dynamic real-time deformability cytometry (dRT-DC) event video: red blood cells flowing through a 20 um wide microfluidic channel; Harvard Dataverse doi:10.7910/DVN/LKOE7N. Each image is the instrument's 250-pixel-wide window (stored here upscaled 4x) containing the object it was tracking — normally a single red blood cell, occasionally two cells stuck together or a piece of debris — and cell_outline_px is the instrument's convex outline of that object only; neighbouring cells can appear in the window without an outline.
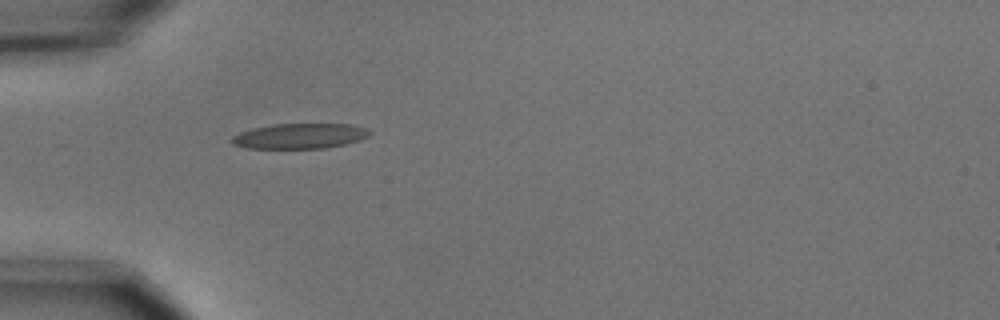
{"species": "common noctule bat (a hibernating species)", "species_latin": "Nyctalus noctula", "temperature_condition": "cold", "stored_images_in_passage": 2, "camera_frame_rate_fps": 3000, "um_per_image_px": 0.085, "animal": {"sex": "male", "body_mass_g": 15.6}, "frame": {"image": 1, "passage_image": 1, "time_ms": 0.0, "image_size_px": [1000, 320], "cell_outline_px": [[372, 132], [368, 136], [360, 140], [344, 144], [324, 148], [248, 148], [232, 144], [228, 140], [232, 136], [240, 132], [256, 128], [276, 124], [348, 124], [364, 128]], "centroid_in_image_um": [25.45, 11.57], "position_along_channel_um": 59.5, "area_um2": 20.06}}